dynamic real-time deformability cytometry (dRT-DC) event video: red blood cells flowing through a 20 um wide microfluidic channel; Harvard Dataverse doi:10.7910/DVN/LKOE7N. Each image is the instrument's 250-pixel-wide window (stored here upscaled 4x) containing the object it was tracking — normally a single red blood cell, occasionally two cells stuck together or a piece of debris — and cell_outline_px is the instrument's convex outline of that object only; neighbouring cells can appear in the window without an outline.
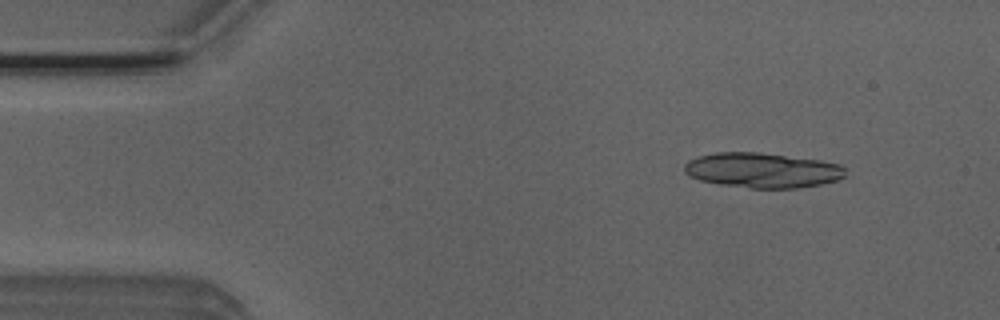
{"species": "Egyptian fruit bat (a non-hibernating species)", "species_latin": "Rousettus aegyptiacus", "temperature_condition": "room temperature", "stored_images_in_passage": 49, "segment_of_instrument_passage": [1, 2], "camera_frame_rate_fps": 3000, "um_per_image_px": 0.085, "animal": {"sex": "male"}, "frame": {"image": 1, "passage_image": 3, "time_ms": 0.667, "image_size_px": [1000, 320], "cell_outline_px": [[844, 176], [836, 180], [820, 184], [796, 188], [752, 188], [720, 184], [700, 180], [684, 172], [684, 164], [688, 160], [696, 156], [716, 152], [756, 152], [820, 160], [840, 164], [844, 168]], "centroid_in_image_um": [64.76, 14.46], "position_along_channel_um": 20.2, "area_um2": 32.66}}